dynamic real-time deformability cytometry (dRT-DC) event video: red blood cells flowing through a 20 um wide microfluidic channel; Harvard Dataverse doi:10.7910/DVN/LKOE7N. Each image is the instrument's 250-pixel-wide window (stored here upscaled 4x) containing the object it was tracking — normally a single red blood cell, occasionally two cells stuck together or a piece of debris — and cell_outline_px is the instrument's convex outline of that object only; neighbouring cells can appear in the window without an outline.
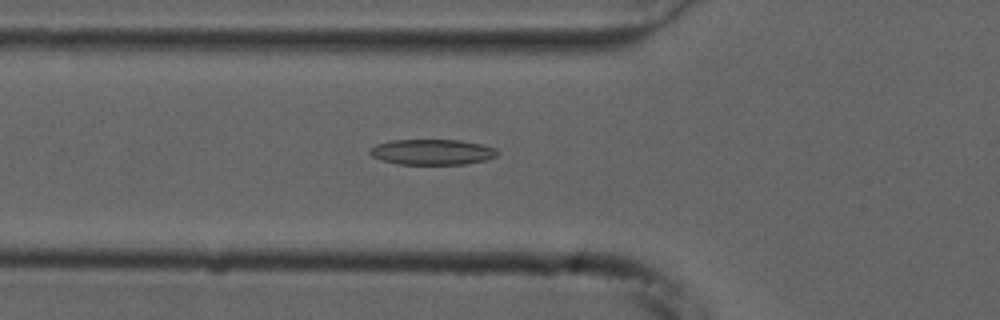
{"species": "common noctule bat (a hibernating species)", "species_latin": "Nyctalus noctula", "temperature_condition": "cold", "stored_images_in_passage": 45, "camera_frame_rate_fps": 3000, "um_per_image_px": 0.085, "animal": {"sex": "male", "forearm_length_mm": 52.5}, "frame": {"image": 1, "passage_image": 10, "time_ms": 3.0, "image_size_px": [1000, 320], "cell_outline_px": [[500, 152], [496, 156], [484, 160], [464, 164], [396, 164], [380, 160], [372, 156], [368, 152], [376, 144], [392, 140], [460, 140], [484, 144], [496, 148]], "centroid_in_image_um": [36.75, 12.92], "position_along_channel_um": 89.1, "area_um2": 19.07}}
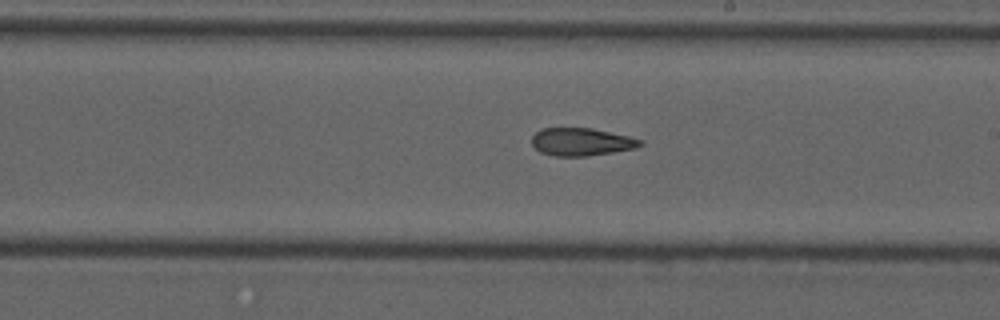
{"frame": {"image": 2, "passage_image": 22, "time_ms": 7.0, "image_size_px": [1000, 320], "cell_outline_px": [[644, 144], [636, 148], [588, 156], [556, 156], [540, 152], [532, 144], [532, 136], [536, 132], [544, 128], [592, 128], [628, 136], [644, 140]], "centroid_in_image_um": [49.44, 12.06], "position_along_channel_um": 239.6, "area_um2": 17.51}}
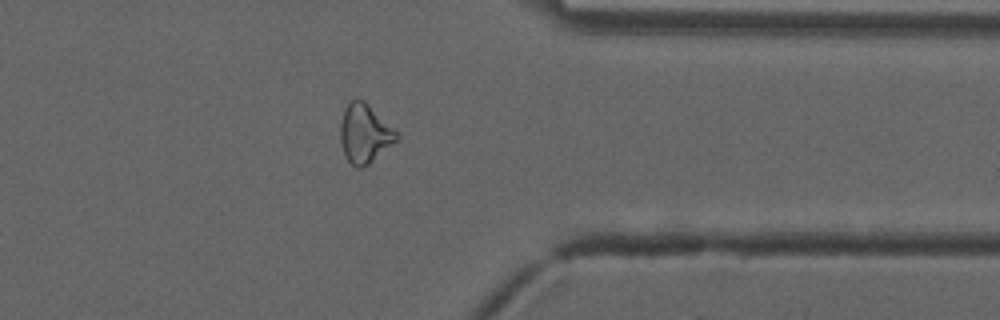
{"frame": {"image": 3, "passage_image": 34, "time_ms": 11.0, "image_size_px": [1000, 320], "cell_outline_px": [[400, 136], [396, 140], [368, 164], [360, 168], [356, 168], [348, 160], [344, 152], [340, 140], [340, 124], [344, 108], [352, 100], [364, 100], [400, 132]], "centroid_in_image_um": [31.01, 11.32], "position_along_channel_um": 380.4, "area_um2": 19.19}, "authors_computed_cell_mechanics": {"area_um2": 19.0162, "velocity_mm_per_s": 3.7576, "shape_relaxation_time_tau1_ms": null, "shape_relaxation_time_tau2_ms": 3.7378, "deformation_change_tau1": null, "deformation_change_tau2": 0.1232}}